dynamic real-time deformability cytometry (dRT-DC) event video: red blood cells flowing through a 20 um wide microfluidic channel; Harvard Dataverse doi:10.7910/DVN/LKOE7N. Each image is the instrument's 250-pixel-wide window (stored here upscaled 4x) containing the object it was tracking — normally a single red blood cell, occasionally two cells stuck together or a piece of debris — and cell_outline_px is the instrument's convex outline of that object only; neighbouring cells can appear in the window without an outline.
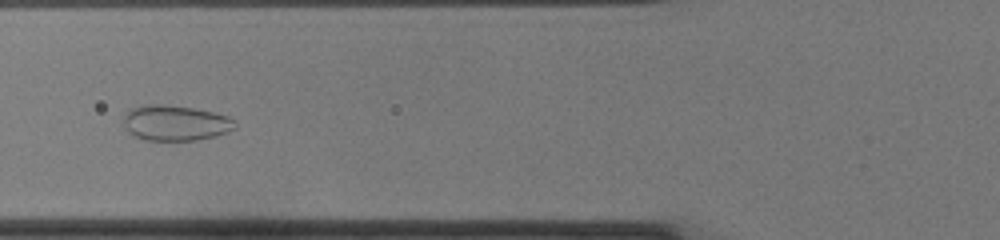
{"species": "common noctule bat (a hibernating species)", "species_latin": "Nyctalus noctula", "temperature_condition": "cold", "stored_images_in_passage": 38, "camera_frame_rate_fps": 3000, "um_per_image_px": 0.085, "animal": {"sex": "female", "body_mass_g": 22.0, "forearm_length_mm": 56.7}, "frame": {"image": 1, "passage_image": 6, "time_ms": 1.667, "image_size_px": [1000, 240], "cell_outline_px": [[236, 128], [228, 132], [216, 136], [196, 140], [144, 140], [128, 132], [124, 124], [124, 116], [132, 108], [148, 104], [164, 104], [192, 108], [212, 112], [228, 116], [236, 120]], "centroid_in_image_um": [14.94, 10.45], "position_along_channel_um": 110.9, "area_um2": 23.0}}
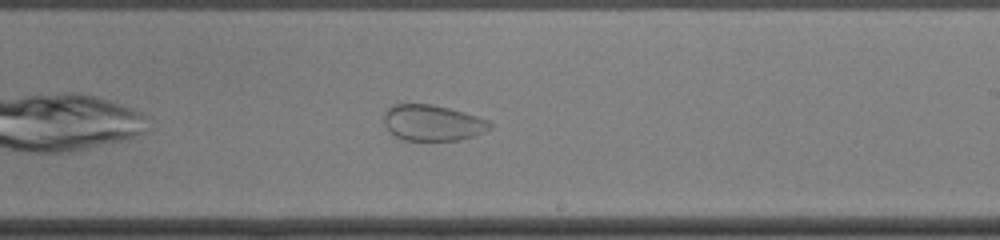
{"frame": {"image": 2, "passage_image": 17, "time_ms": 5.333, "image_size_px": [1000, 240], "cell_outline_px": [[492, 128], [484, 132], [460, 140], [404, 140], [388, 132], [384, 124], [384, 112], [392, 104], [432, 104], [464, 112], [488, 120], [492, 124]], "centroid_in_image_um": [36.74, 10.44], "position_along_channel_um": 252.3, "area_um2": 22.25}}